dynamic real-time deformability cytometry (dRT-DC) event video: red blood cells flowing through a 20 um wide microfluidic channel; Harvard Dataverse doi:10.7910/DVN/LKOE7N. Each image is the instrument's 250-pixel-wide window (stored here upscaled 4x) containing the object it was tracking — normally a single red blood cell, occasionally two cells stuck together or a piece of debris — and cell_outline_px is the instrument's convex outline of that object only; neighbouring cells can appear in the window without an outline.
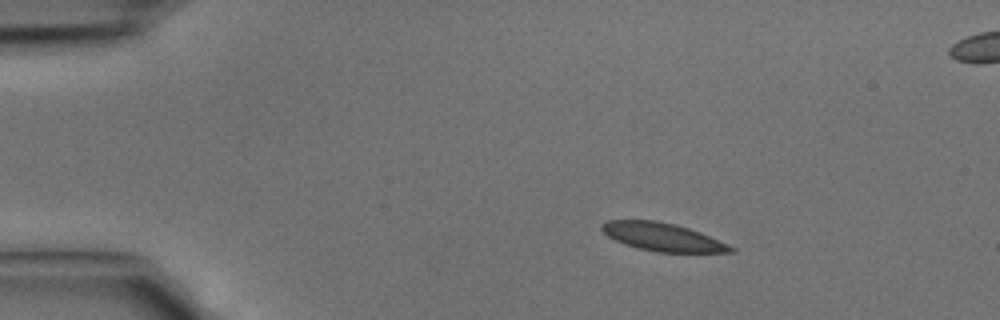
{"species": "common noctule bat (a hibernating species)", "species_latin": "Nyctalus noctula", "temperature_condition": "cold", "stored_images_in_passage": 43, "segment_of_instrument_passage": [1, 2], "camera_frame_rate_fps": 3000, "um_per_image_px": 0.085, "animal": {"sex": "male", "body_mass_g": 15.6}, "frame": {"image": 1, "passage_image": 7, "time_ms": 2.0, "image_size_px": [1000, 320], "cell_outline_px": [[736, 252], [656, 252], [636, 248], [624, 244], [608, 236], [600, 228], [600, 224], [608, 220], [656, 220], [676, 224], [700, 232], [736, 248]], "centroid_in_image_um": [56.29, 20.14], "position_along_channel_um": 28.7, "area_um2": 21.1}}
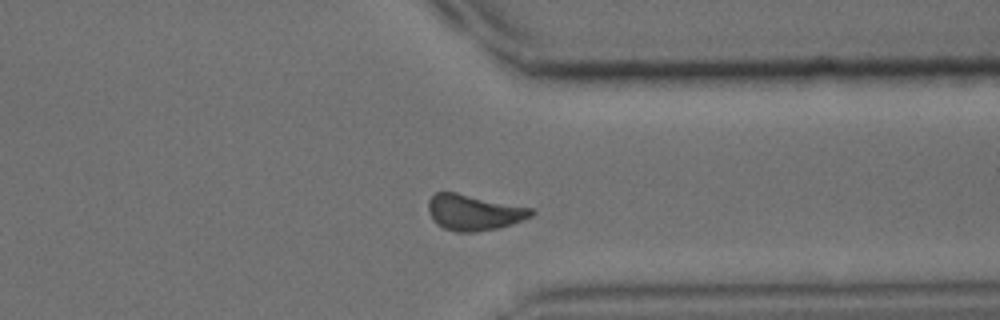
{"frame": {"image": 2, "passage_image": 33, "time_ms": 10.667, "image_size_px": [1000, 320], "cell_outline_px": [[536, 212], [532, 216], [524, 220], [500, 228], [476, 232], [456, 232], [444, 228], [436, 224], [432, 220], [428, 212], [428, 200], [436, 192], [456, 192], [532, 208]], "centroid_in_image_um": [40.28, 18.06], "position_along_channel_um": 371.1, "area_um2": 21.73}}
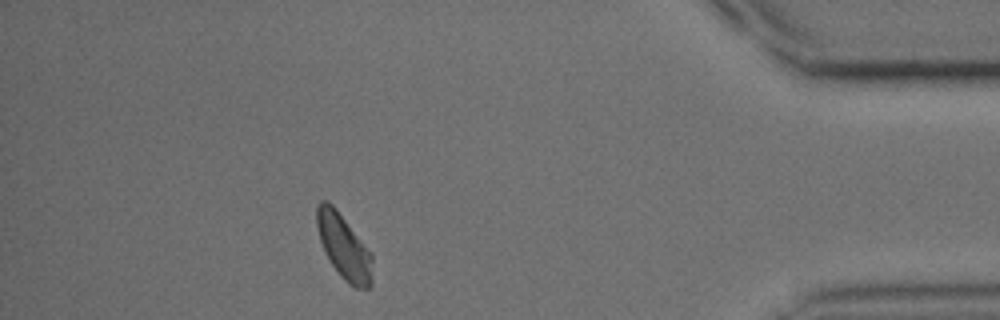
{"frame": {"image": 3, "passage_image": 38, "time_ms": 12.333, "image_size_px": [1000, 320], "cell_outline_px": [[372, 288], [356, 288], [348, 284], [340, 276], [332, 264], [320, 240], [316, 224], [316, 204], [320, 200], [328, 200], [336, 208], [372, 252]], "centroid_in_image_um": [29.24, 20.95], "position_along_channel_um": 406.0, "area_um2": 21.15}}